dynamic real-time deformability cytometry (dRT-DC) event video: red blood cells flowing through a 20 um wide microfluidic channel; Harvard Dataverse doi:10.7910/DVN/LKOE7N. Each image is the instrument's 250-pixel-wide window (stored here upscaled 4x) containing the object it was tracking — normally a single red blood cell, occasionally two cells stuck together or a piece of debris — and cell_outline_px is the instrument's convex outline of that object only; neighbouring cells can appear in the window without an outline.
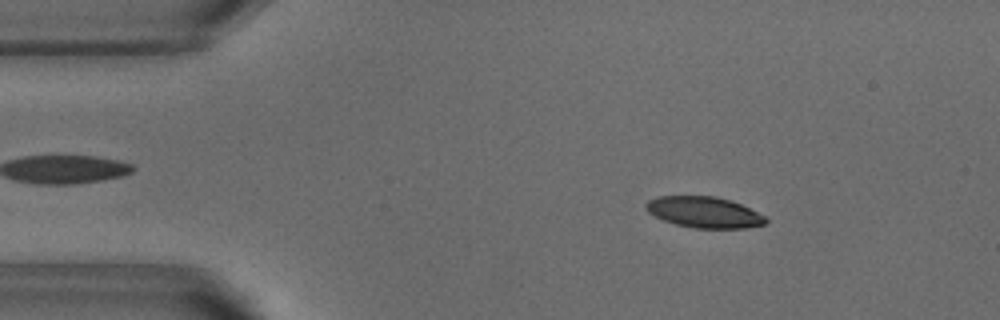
{"species": "common noctule bat (a hibernating species)", "species_latin": "Nyctalus noctula", "temperature_condition": "warm", "stored_images_in_passage": 51, "camera_frame_rate_fps": 3000, "um_per_image_px": 0.085, "animal": {"sex": "male", "body_mass_g": 18.8}, "frame": {"image": 1, "passage_image": 7, "time_ms": 2.0, "image_size_px": [1000, 320], "cell_outline_px": [[768, 220], [764, 224], [744, 228], [696, 228], [676, 224], [664, 220], [648, 212], [644, 208], [644, 204], [648, 200], [660, 196], [716, 196], [732, 200], [764, 216]], "centroid_in_image_um": [59.82, 18.03], "position_along_channel_um": 25.2, "area_um2": 21.5}}
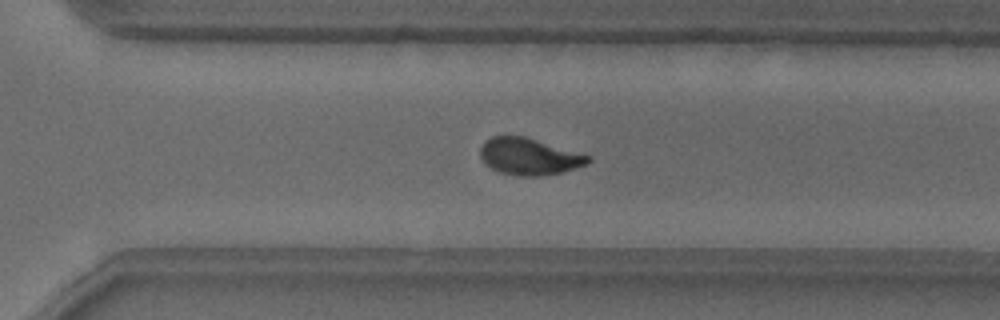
{"frame": {"image": 2, "passage_image": 35, "time_ms": 11.333, "image_size_px": [1000, 320], "cell_outline_px": [[592, 160], [588, 164], [576, 168], [560, 172], [540, 176], [520, 176], [500, 172], [484, 164], [480, 156], [480, 148], [484, 140], [492, 136], [524, 136], [592, 156]], "centroid_in_image_um": [44.97, 13.3], "position_along_channel_um": 325.6, "area_um2": 23.18}}
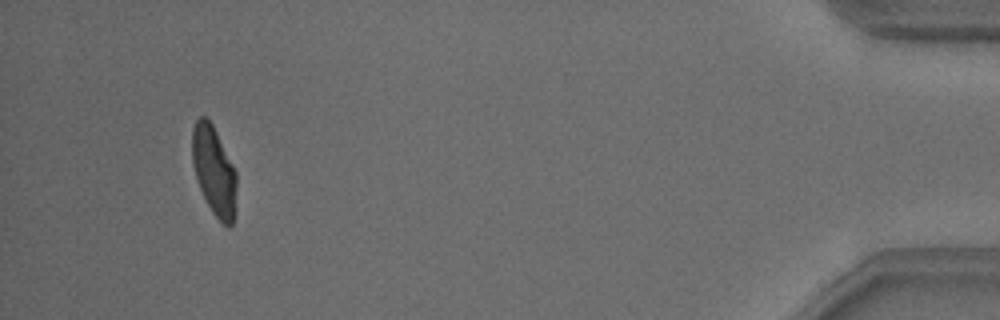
{"frame": {"image": 3, "passage_image": 48, "time_ms": 15.667, "image_size_px": [1000, 320], "cell_outline_px": [[236, 192], [232, 224], [228, 228], [212, 212], [196, 180], [192, 164], [192, 128], [196, 120], [200, 116], [204, 116], [212, 124], [236, 172]], "centroid_in_image_um": [18.16, 14.5], "position_along_channel_um": 417.0, "area_um2": 22.66}, "authors_computed_cell_mechanics": {"area_um2": 23.409, "velocity_mm_per_s": 3.8338, "shape_relaxation_time_tau1_ms": 3.3448, "shape_relaxation_time_tau2_ms": 1.1286, "deformation_change_tau1": 0.1601, "deformation_change_tau2": 0.0691}}